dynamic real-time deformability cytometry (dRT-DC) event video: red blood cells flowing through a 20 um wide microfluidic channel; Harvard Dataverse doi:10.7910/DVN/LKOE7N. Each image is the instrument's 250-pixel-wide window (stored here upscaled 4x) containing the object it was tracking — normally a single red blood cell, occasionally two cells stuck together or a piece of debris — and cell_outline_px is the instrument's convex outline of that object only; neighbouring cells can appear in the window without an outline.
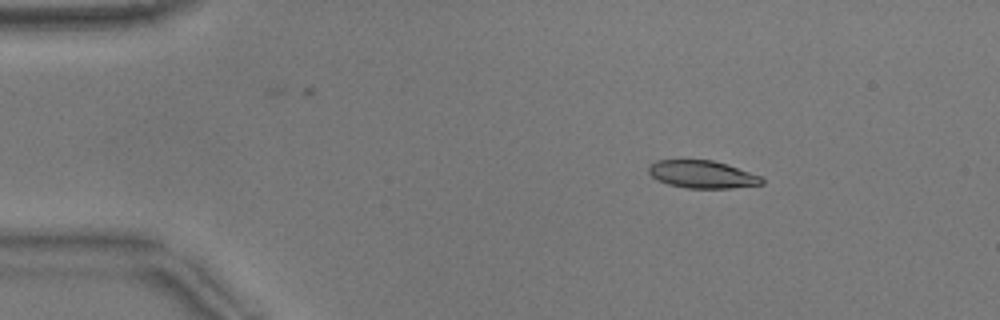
{"species": "common noctule bat (a hibernating species)", "species_latin": "Nyctalus noctula", "temperature_condition": "warm", "stored_images_in_passage": 48, "camera_frame_rate_fps": 3000, "um_per_image_px": 0.085, "animal": {"sex": "male", "body_mass_g": 17.9}, "frame": {"image": 1, "passage_image": 4, "time_ms": 1.0, "image_size_px": [1000, 320], "cell_outline_px": [[764, 184], [732, 188], [688, 188], [668, 184], [656, 180], [648, 172], [648, 164], [656, 160], [712, 160], [728, 164], [760, 176], [764, 180]], "centroid_in_image_um": [59.67, 14.82], "position_along_channel_um": 25.3, "area_um2": 18.32}}
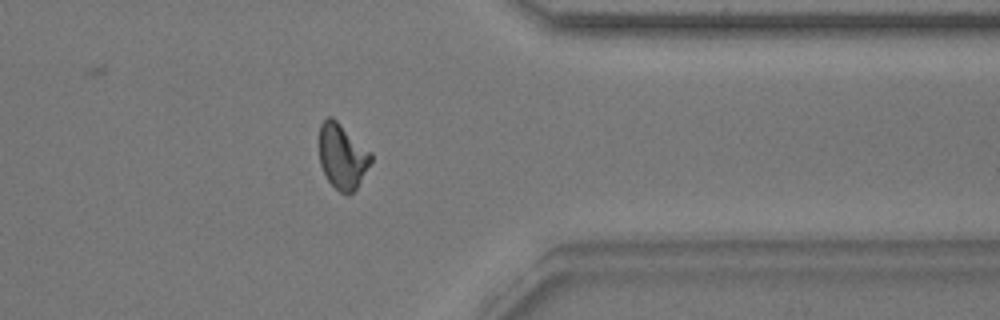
{"frame": {"image": 2, "passage_image": 38, "time_ms": 12.333, "image_size_px": [1000, 320], "cell_outline_px": [[372, 160], [356, 188], [348, 196], [340, 192], [328, 180], [320, 164], [320, 124], [328, 116], [332, 116], [372, 152]], "centroid_in_image_um": [29.11, 13.27], "position_along_channel_um": 382.3, "area_um2": 19.48}}
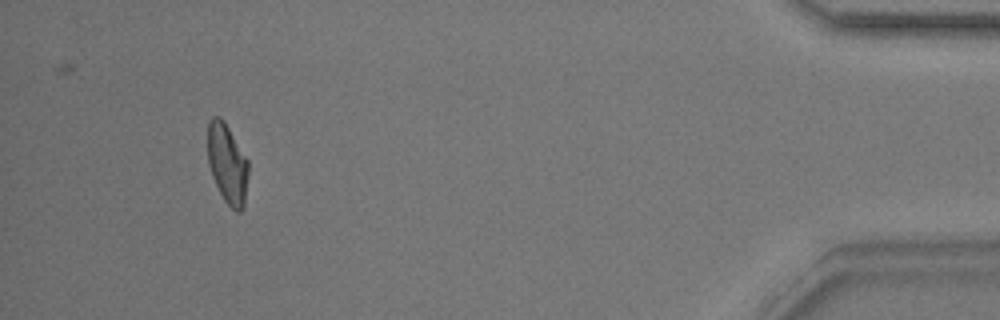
{"frame": {"image": 3, "passage_image": 45, "time_ms": 14.667, "image_size_px": [1000, 320], "cell_outline_px": [[248, 176], [244, 208], [240, 212], [236, 212], [224, 200], [212, 176], [208, 164], [208, 120], [212, 116], [220, 116], [224, 120], [248, 160]], "centroid_in_image_um": [19.32, 13.9], "position_along_channel_um": 415.9, "area_um2": 19.02}, "authors_computed_cell_mechanics": {"area_um2": 19.1318, "velocity_mm_per_s": 3.8489, "shape_relaxation_time_tau1_ms": 4.5942, "shape_relaxation_time_tau2_ms": 1.444, "deformation_change_tau1": 0.1858, "deformation_change_tau2": 0.0798}}